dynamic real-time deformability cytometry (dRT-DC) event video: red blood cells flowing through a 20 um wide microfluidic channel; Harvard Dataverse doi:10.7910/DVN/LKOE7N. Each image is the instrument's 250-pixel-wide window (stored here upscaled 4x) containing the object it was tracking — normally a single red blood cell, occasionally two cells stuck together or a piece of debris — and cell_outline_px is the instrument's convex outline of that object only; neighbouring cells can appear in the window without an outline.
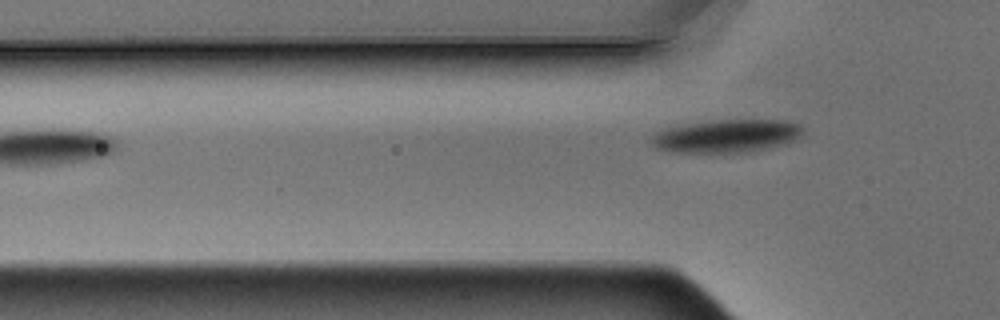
{"species": "Egyptian fruit bat (a non-hibernating species)", "species_latin": "Rousettus aegyptiacus", "temperature_condition": "warm", "stored_images_in_passage": 2, "camera_frame_rate_fps": 3000, "um_per_image_px": 0.085, "animal": {"sex": "male"}, "frame": {"image": 1, "passage_image": 2, "time_ms": 0.333, "image_size_px": [1000, 320], "cell_outline_px": [[804, 128], [800, 136], [796, 140], [764, 148], [744, 152], [676, 152], [656, 148], [652, 140], [652, 136], [656, 132], [668, 128], [688, 124], [720, 120], [788, 120], [800, 124]], "centroid_in_image_um": [61.81, 11.55], "position_along_channel_um": 64.0, "area_um2": 28.55}}